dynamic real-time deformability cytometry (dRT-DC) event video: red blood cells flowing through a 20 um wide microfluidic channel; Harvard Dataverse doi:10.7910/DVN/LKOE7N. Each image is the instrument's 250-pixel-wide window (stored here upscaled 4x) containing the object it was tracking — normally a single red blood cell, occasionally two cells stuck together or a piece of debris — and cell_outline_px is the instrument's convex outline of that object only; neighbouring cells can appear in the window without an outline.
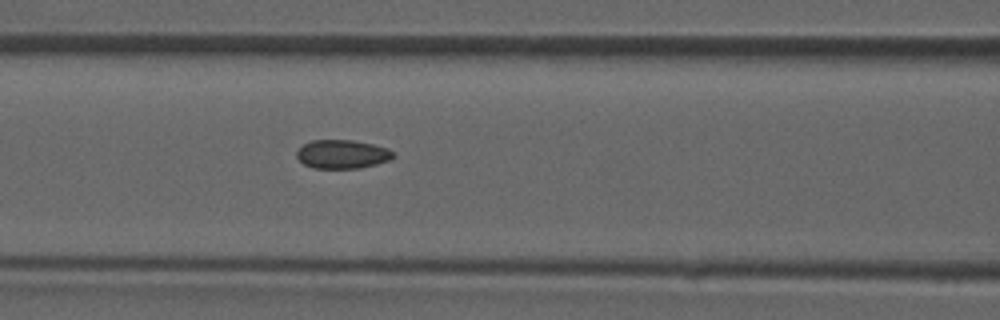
{"species": "common noctule bat (a hibernating species)", "species_latin": "Nyctalus noctula", "temperature_condition": "room temperature", "stored_images_in_passage": 32, "camera_frame_rate_fps": 3000, "um_per_image_px": 0.085, "animal": {"sex": "male", "forearm_length_mm": 52.5}, "frame": {"image": 1, "passage_image": 5, "time_ms": 1.333, "image_size_px": [1000, 320], "cell_outline_px": [[396, 156], [388, 160], [376, 164], [356, 168], [312, 168], [304, 164], [296, 156], [296, 152], [304, 144], [312, 140], [352, 140], [372, 144], [388, 148]], "centroid_in_image_um": [29.08, 13.1], "position_along_channel_um": 137.5, "area_um2": 16.01}}